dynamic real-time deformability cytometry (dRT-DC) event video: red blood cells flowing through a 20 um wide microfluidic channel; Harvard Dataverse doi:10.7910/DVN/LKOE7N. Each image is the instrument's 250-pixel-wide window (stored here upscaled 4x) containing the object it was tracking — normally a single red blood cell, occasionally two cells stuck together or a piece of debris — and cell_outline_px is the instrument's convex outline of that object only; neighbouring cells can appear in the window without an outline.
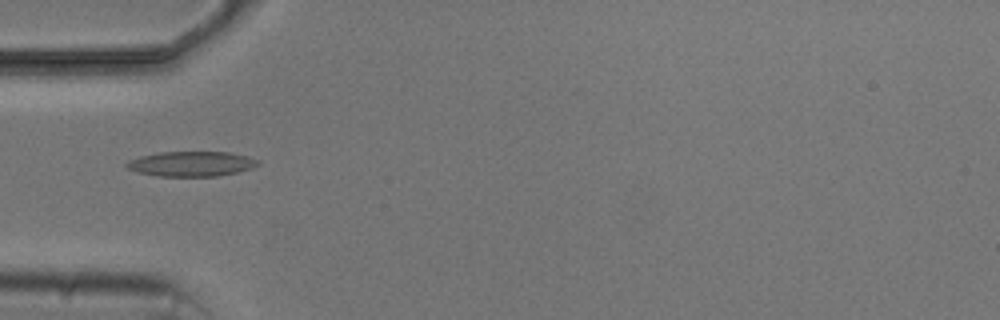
{"species": "common noctule bat (a hibernating species)", "species_latin": "Nyctalus noctula", "temperature_condition": "cold", "stored_images_in_passage": 7, "camera_frame_rate_fps": 3000, "um_per_image_px": 0.085, "animal": {"sex": "male", "body_mass_g": 20.5, "forearm_length_mm": 52.5}, "frame": {"image": 1, "passage_image": 5, "time_ms": 5.333, "image_size_px": [1000, 320], "cell_outline_px": [[260, 164], [252, 168], [236, 172], [216, 176], [156, 176], [136, 172], [128, 168], [124, 164], [128, 160], [140, 156], [160, 152], [228, 152], [248, 156], [260, 160]], "centroid_in_image_um": [16.26, 13.92], "position_along_channel_um": 68.7, "area_um2": 19.19}}
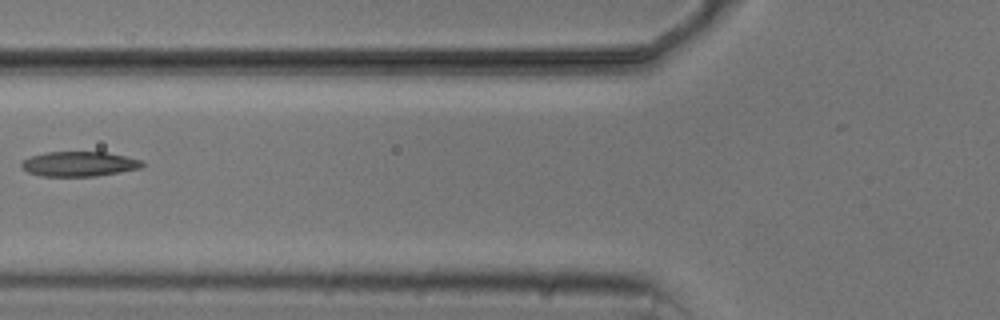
{"frame": {"image": 2, "passage_image": 6, "time_ms": 6.667, "image_size_px": [1000, 320], "cell_outline_px": [[144, 164], [140, 168], [120, 172], [96, 176], [40, 176], [28, 172], [20, 168], [20, 164], [24, 160], [32, 156], [44, 152], [108, 152], [144, 160]], "centroid_in_image_um": [6.73, 13.93], "position_along_channel_um": 119.1, "area_um2": 17.63}}
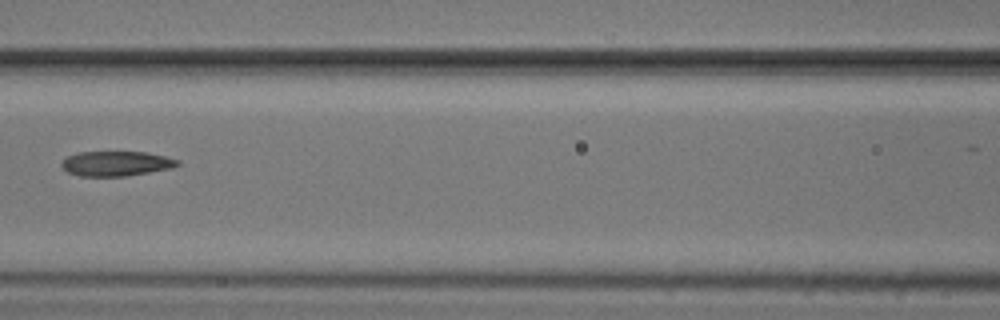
{"frame": {"image": 3, "passage_image": 7, "time_ms": 7.667, "image_size_px": [1000, 320], "cell_outline_px": [[180, 164], [172, 168], [124, 176], [80, 176], [68, 172], [60, 164], [68, 156], [76, 152], [144, 152], [164, 156], [180, 160]], "centroid_in_image_um": [9.88, 13.9], "position_along_channel_um": 156.7, "area_um2": 16.65}}